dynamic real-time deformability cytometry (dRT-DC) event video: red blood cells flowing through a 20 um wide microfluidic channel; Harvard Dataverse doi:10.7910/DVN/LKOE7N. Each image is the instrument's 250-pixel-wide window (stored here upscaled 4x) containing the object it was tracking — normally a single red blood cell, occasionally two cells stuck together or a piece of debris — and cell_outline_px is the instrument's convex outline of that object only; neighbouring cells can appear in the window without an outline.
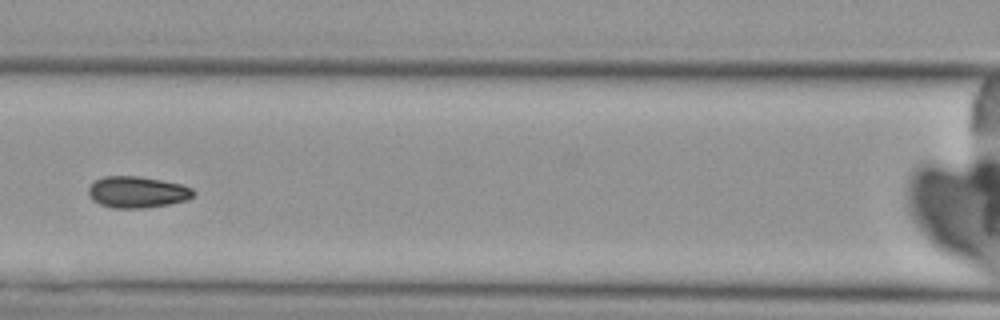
{"species": "Egyptian fruit bat (a non-hibernating species)", "species_latin": "Rousettus aegyptiacus", "temperature_condition": "cold", "stored_images_in_passage": 4, "camera_frame_rate_fps": 3000, "um_per_image_px": 0.085, "animal": {"sex": "female"}, "frame": {"image": 1, "passage_image": 4, "time_ms": 3.333, "image_size_px": [1000, 320], "cell_outline_px": [[196, 192], [188, 200], [168, 204], [144, 208], [112, 208], [100, 204], [92, 200], [88, 192], [88, 188], [96, 180], [104, 176], [140, 176], [180, 184], [192, 188]], "centroid_in_image_um": [11.66, 16.33], "position_along_channel_um": 154.9, "area_um2": 19.19}}